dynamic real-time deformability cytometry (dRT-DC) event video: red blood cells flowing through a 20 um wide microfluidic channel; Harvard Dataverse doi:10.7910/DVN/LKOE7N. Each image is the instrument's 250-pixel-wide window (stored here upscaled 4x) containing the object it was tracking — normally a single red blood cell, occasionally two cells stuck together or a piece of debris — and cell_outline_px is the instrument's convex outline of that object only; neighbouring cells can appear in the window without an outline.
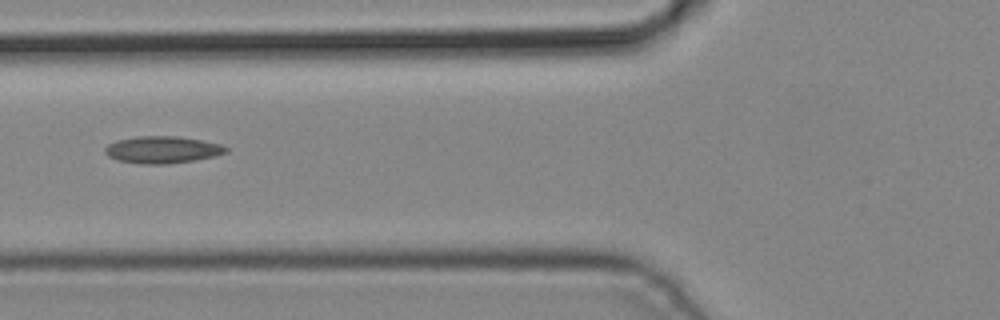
{"species": "common noctule bat (a hibernating species)", "species_latin": "Nyctalus noctula", "temperature_condition": "cold", "stored_images_in_passage": 5, "camera_frame_rate_fps": 3000, "um_per_image_px": 0.085, "animal": {"sex": "male", "body_mass_g": 19.2, "forearm_length_mm": 51.8}, "frame": {"image": 1, "passage_image": 5, "time_ms": 1.333, "image_size_px": [1000, 320], "cell_outline_px": [[228, 152], [216, 156], [196, 160], [168, 164], [140, 164], [116, 160], [108, 156], [104, 152], [104, 148], [108, 144], [116, 140], [136, 136], [176, 136], [200, 140], [220, 144], [228, 148]], "centroid_in_image_um": [13.78, 12.73], "position_along_channel_um": 112.0, "area_um2": 19.25}}